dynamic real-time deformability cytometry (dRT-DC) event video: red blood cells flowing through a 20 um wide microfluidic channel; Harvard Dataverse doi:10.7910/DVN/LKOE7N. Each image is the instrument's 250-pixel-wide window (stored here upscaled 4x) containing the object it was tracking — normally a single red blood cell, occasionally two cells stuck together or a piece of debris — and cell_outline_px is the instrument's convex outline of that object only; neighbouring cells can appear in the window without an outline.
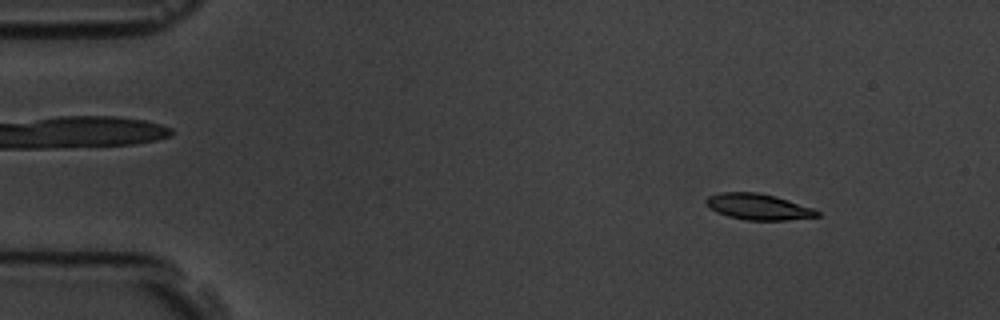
{"species": "common noctule bat (a hibernating species)", "species_latin": "Nyctalus noctula", "temperature_condition": "room temperature", "stored_images_in_passage": 3, "camera_frame_rate_fps": 3000, "um_per_image_px": 0.085, "animal": {"sex": "male", "body_mass_g": 19.5, "forearm_length_mm": 54.6}, "frame": {"image": 1, "passage_image": 1, "time_ms": 0.0, "image_size_px": [1000, 320], "cell_outline_px": [[820, 216], [784, 220], [748, 220], [728, 216], [716, 212], [704, 200], [708, 196], [720, 192], [756, 192], [776, 196], [812, 208], [820, 212]], "centroid_in_image_um": [64.45, 17.57], "position_along_channel_um": 20.6, "area_um2": 16.65}}